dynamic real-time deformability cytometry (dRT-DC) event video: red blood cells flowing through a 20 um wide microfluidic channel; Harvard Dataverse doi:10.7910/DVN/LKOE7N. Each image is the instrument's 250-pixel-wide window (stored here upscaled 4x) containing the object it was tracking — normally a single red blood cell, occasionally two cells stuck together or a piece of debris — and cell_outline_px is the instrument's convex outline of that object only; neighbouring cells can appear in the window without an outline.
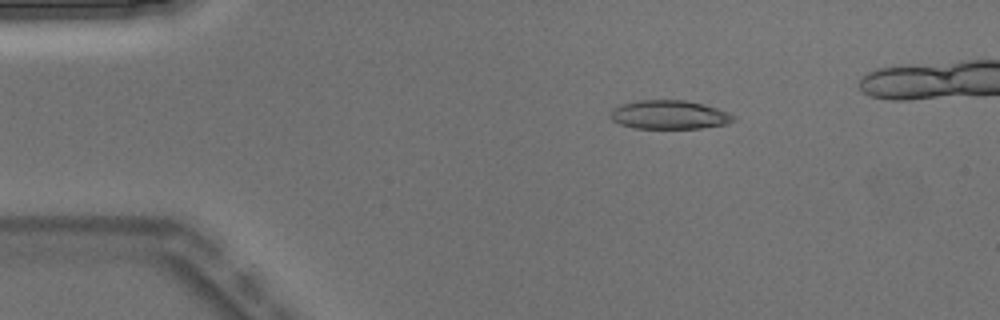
{"species": "Egyptian fruit bat (a non-hibernating species)", "species_latin": "Rousettus aegyptiacus", "temperature_condition": "warm", "stored_images_in_passage": 5, "camera_frame_rate_fps": 3000, "um_per_image_px": 0.085, "animal": {"sex": "male"}, "frame": {"image": 1, "passage_image": 3, "time_ms": 0.667, "image_size_px": [1000, 320], "cell_outline_px": [[736, 120], [728, 124], [700, 128], [636, 128], [620, 124], [612, 120], [612, 108], [620, 104], [636, 100], [684, 100], [704, 104], [728, 112], [736, 116]], "centroid_in_image_um": [56.92, 9.75], "position_along_channel_um": 28.1, "area_um2": 20.69}}